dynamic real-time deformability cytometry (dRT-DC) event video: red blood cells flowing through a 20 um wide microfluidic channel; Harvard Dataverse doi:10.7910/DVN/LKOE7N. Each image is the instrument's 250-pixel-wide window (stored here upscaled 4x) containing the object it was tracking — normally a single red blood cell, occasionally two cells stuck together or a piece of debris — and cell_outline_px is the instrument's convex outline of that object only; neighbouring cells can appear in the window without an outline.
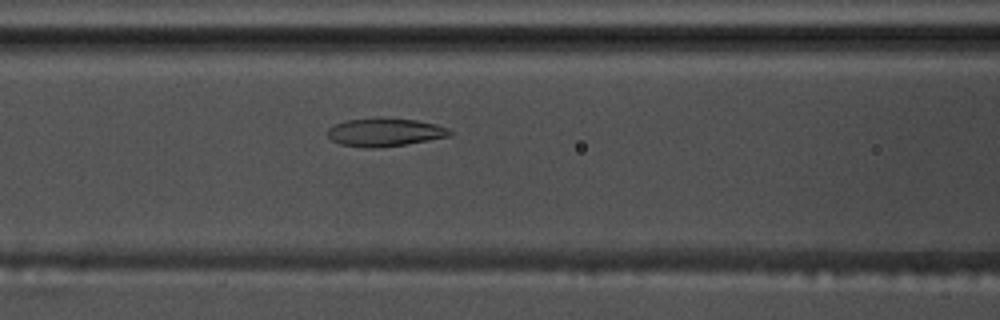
{"species": "common noctule bat (a hibernating species)", "species_latin": "Nyctalus noctula", "temperature_condition": "warm", "stored_images_in_passage": 50, "segment_of_instrument_passage": [1, 2], "camera_frame_rate_fps": 3000, "um_per_image_px": 0.085, "animal": {"sex": "male", "body_mass_g": 17.5, "forearm_length_mm": 52.3}, "frame": {"image": 1, "passage_image": 20, "time_ms": 6.333, "image_size_px": [1000, 320], "cell_outline_px": [[452, 136], [404, 144], [376, 148], [360, 148], [340, 144], [332, 140], [328, 136], [328, 128], [336, 124], [348, 120], [376, 116], [380, 116], [416, 120], [436, 124], [448, 128], [452, 132]], "centroid_in_image_um": [32.71, 11.22], "position_along_channel_um": 133.9, "area_um2": 20.4}}
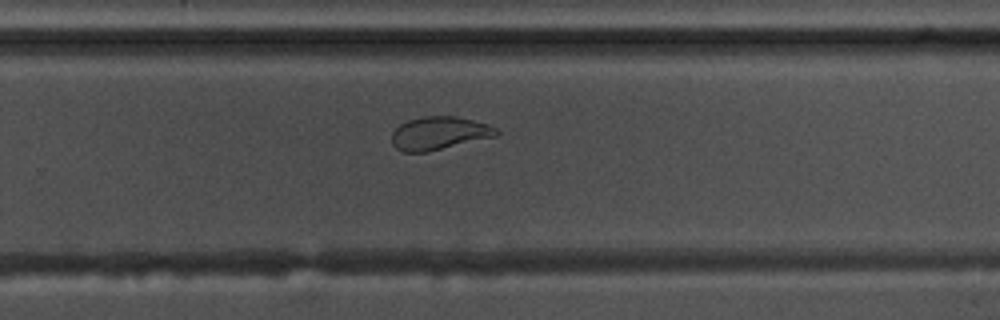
{"frame": {"image": 2, "passage_image": 33, "time_ms": 10.667, "image_size_px": [1000, 320], "cell_outline_px": [[500, 132], [496, 136], [428, 152], [404, 152], [396, 148], [392, 144], [392, 132], [400, 124], [408, 120], [424, 116], [456, 116], [488, 124], [496, 128]], "centroid_in_image_um": [37.32, 11.32], "position_along_channel_um": 292.5, "area_um2": 20.17}}
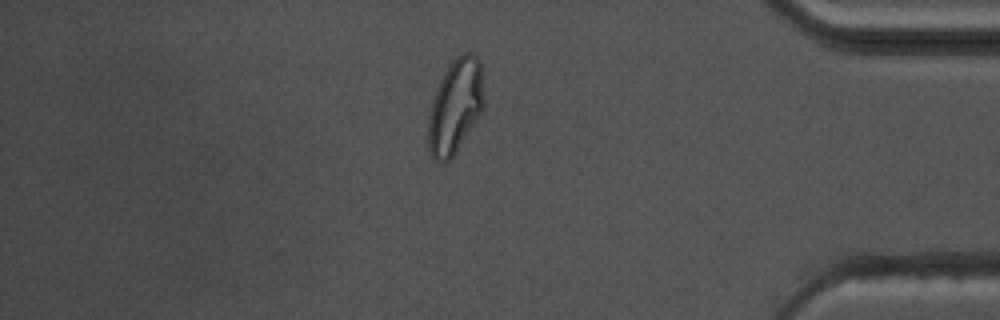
{"frame": {"image": 3, "passage_image": 44, "time_ms": 14.333, "image_size_px": [1000, 320], "cell_outline_px": [[484, 108], [452, 156], [444, 164], [436, 160], [432, 156], [428, 148], [428, 116], [432, 100], [440, 80], [444, 72], [452, 60], [456, 56], [464, 52], [472, 52], [480, 60], [484, 100]], "centroid_in_image_um": [38.69, 9.0], "position_along_channel_um": 396.5, "area_um2": 30.4}}